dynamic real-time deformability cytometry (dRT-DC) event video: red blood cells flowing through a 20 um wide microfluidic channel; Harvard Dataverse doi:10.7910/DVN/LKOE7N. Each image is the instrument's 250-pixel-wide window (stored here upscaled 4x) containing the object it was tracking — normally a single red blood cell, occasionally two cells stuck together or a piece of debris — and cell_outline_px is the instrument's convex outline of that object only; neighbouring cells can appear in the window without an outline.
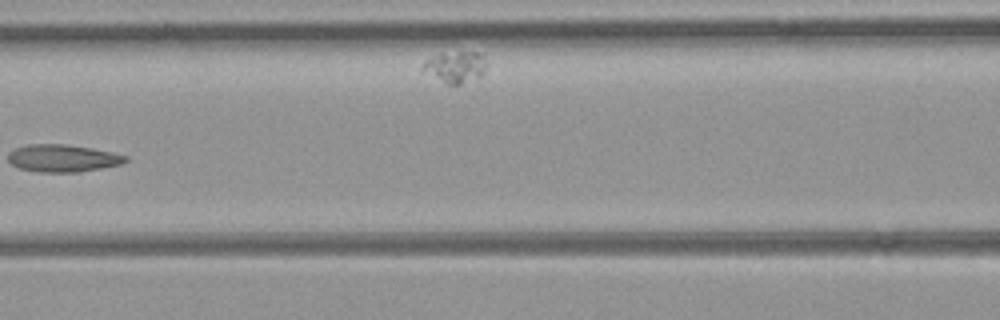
{"species": "common noctule bat (a hibernating species)", "species_latin": "Nyctalus noctula", "temperature_condition": "room temperature", "stored_images_in_passage": 10, "segment_of_instrument_passage": [2, 2], "camera_frame_rate_fps": 3000, "um_per_image_px": 0.085, "animal": {"sex": "female", "body_mass_g": 21.9}, "frame": {"image": 1, "passage_image": 6, "time_ms": 1.667, "image_size_px": [1000, 320], "cell_outline_px": [[484, 72], [480, 76], [460, 84], [448, 84], [420, 68], [428, 60], [436, 56], [460, 52], [484, 52]], "centroid_in_image_um": [38.77, 5.69], "position_along_channel_um": 127.8, "area_um2": 10.92}}
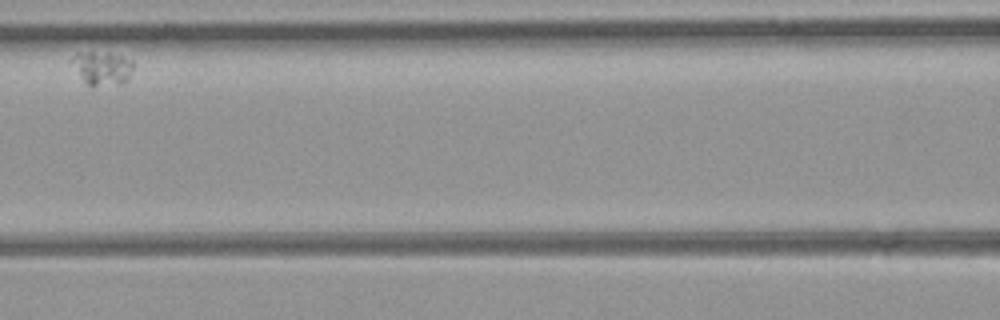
{"frame": {"image": 2, "passage_image": 7, "time_ms": 2.0, "image_size_px": [1000, 320], "cell_outline_px": [[132, 68], [128, 80], [120, 84], [88, 84], [84, 80], [68, 60], [76, 52], [108, 52], [132, 60]], "centroid_in_image_um": [8.65, 5.74], "position_along_channel_um": 157.9, "area_um2": 11.79}}
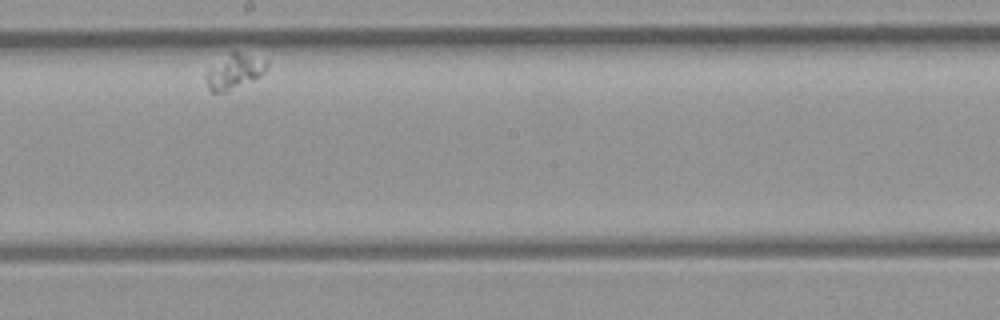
{"frame": {"image": 3, "passage_image": 9, "time_ms": 2.667, "image_size_px": [1000, 320], "cell_outline_px": [[268, 64], [264, 72], [260, 76], [228, 92], [212, 92], [208, 88], [204, 80], [204, 72], [208, 68], [232, 52], [236, 52]], "centroid_in_image_um": [19.8, 6.16], "position_along_channel_um": 228.4, "area_um2": 11.85}}